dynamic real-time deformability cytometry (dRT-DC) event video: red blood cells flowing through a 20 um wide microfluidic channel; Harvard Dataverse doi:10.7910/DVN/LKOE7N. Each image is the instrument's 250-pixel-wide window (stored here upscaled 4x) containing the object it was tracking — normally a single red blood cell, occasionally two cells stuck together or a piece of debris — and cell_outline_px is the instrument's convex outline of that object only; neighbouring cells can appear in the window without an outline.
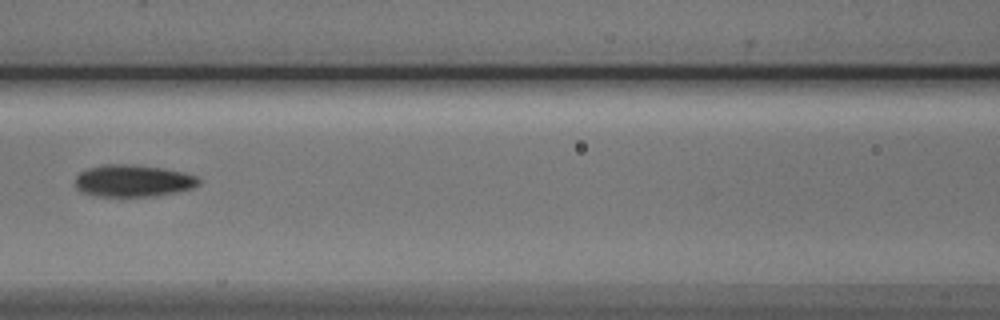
{"species": "Egyptian fruit bat (a non-hibernating species)", "species_latin": "Rousettus aegyptiacus", "temperature_condition": "cold", "stored_images_in_passage": 6, "camera_frame_rate_fps": 3000, "um_per_image_px": 0.085, "animal": {"sex": "male"}, "frame": {"image": 1, "passage_image": 6, "time_ms": 6.0, "image_size_px": [1000, 320], "cell_outline_px": [[200, 184], [192, 188], [176, 192], [156, 196], [96, 196], [80, 192], [76, 188], [76, 176], [80, 172], [88, 168], [104, 164], [136, 164], [164, 168], [184, 172], [196, 176], [200, 180]], "centroid_in_image_um": [11.31, 15.36], "position_along_channel_um": 155.3, "area_um2": 23.29}}